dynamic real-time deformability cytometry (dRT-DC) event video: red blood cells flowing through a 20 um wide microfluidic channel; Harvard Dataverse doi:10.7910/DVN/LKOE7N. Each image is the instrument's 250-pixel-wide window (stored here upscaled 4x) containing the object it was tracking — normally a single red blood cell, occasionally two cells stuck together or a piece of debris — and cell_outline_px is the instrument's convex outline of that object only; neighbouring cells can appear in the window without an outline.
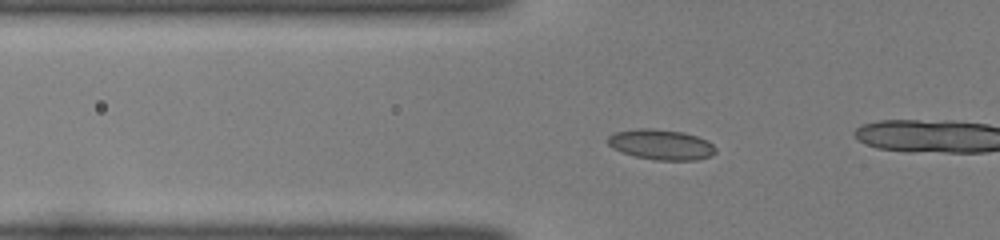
{"species": "common noctule bat (a hibernating species)", "species_latin": "Nyctalus noctula", "temperature_condition": "room temperature", "stored_images_in_passage": 41, "camera_frame_rate_fps": 3000, "um_per_image_px": 0.085, "animal": {"sex": "female", "body_mass_g": 22.0, "forearm_length_mm": 56.7}, "frame": {"image": 1, "passage_image": 17, "time_ms": 5.333, "image_size_px": [1000, 240], "cell_outline_px": [[716, 152], [712, 156], [696, 160], [656, 160], [636, 156], [620, 152], [612, 148], [608, 144], [608, 136], [616, 132], [640, 128], [652, 128], [684, 132], [708, 140], [716, 148]], "centroid_in_image_um": [56.21, 12.29], "position_along_channel_um": 69.6, "area_um2": 19.13}}
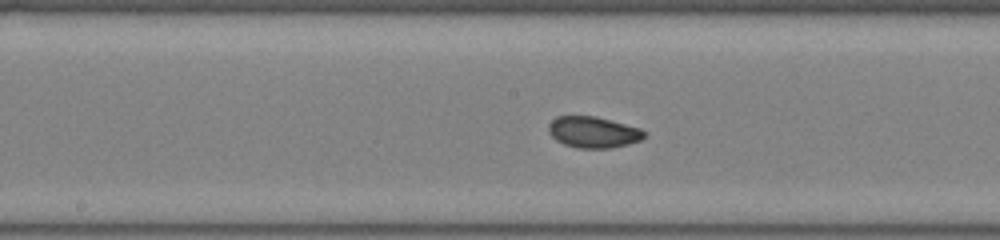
{"frame": {"image": 2, "passage_image": 27, "time_ms": 8.667, "image_size_px": [1000, 240], "cell_outline_px": [[644, 136], [640, 140], [628, 144], [612, 148], [576, 148], [564, 144], [556, 140], [548, 132], [548, 124], [556, 116], [596, 116], [640, 128], [644, 132]], "centroid_in_image_um": [50.39, 11.23], "position_along_channel_um": 197.8, "area_um2": 17.4}}
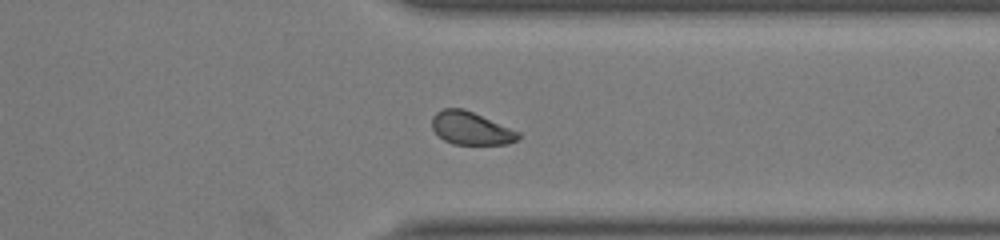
{"frame": {"image": 3, "passage_image": 40, "time_ms": 13.0, "image_size_px": [1000, 240], "cell_outline_px": [[520, 136], [516, 140], [508, 144], [452, 144], [444, 140], [432, 128], [432, 116], [436, 112], [444, 108], [464, 108], [520, 132]], "centroid_in_image_um": [40.02, 10.9], "position_along_channel_um": 371.4, "area_um2": 16.47}}